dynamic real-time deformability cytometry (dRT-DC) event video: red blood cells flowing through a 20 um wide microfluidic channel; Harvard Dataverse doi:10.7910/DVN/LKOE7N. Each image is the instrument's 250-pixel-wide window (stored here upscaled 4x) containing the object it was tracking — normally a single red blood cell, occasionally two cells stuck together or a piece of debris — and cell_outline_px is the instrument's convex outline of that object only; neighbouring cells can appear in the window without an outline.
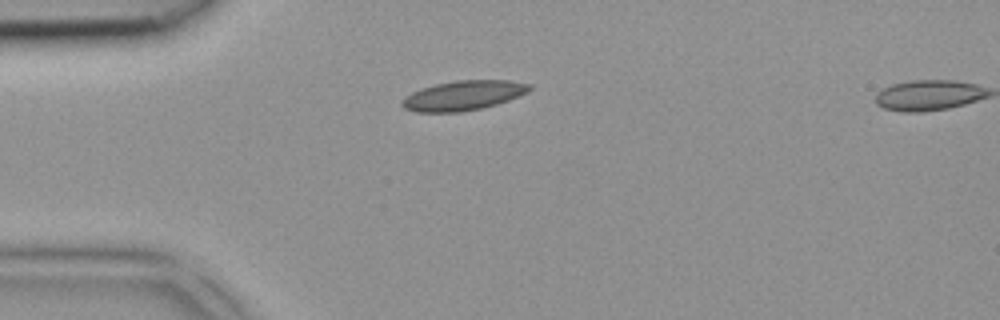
{"species": "common noctule bat (a hibernating species)", "species_latin": "Nyctalus noctula", "temperature_condition": "room temperature", "stored_images_in_passage": 3, "camera_frame_rate_fps": 3000, "um_per_image_px": 0.085, "animal": {"sex": "female", "body_mass_g": 18.4}, "frame": {"image": 1, "passage_image": 3, "time_ms": 0.667, "image_size_px": [1000, 320], "cell_outline_px": [[532, 88], [528, 92], [508, 100], [496, 104], [480, 108], [460, 112], [416, 112], [404, 108], [400, 104], [404, 96], [420, 88], [436, 84], [456, 80], [508, 80], [532, 84]], "centroid_in_image_um": [39.36, 8.11], "position_along_channel_um": 45.6, "area_um2": 22.08}}